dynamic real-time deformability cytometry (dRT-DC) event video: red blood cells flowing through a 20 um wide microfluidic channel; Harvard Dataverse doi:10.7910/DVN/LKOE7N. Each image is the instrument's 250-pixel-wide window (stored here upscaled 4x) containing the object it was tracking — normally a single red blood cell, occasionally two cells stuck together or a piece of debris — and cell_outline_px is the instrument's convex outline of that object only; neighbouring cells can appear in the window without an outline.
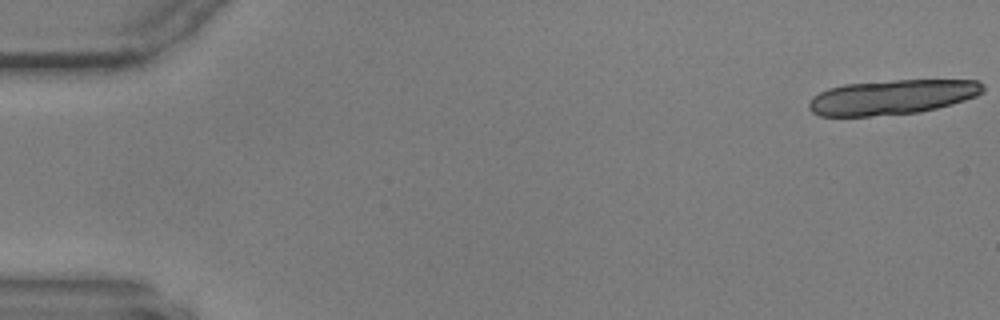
{"species": "common noctule bat (a hibernating species)", "species_latin": "Nyctalus noctula", "temperature_condition": "warm", "stored_images_in_passage": 20, "camera_frame_rate_fps": 3000, "um_per_image_px": 0.085, "animal": {"sex": "male", "body_mass_g": 17.9, "forearm_length_mm": 54.2}, "frame": {"image": 1, "passage_image": 1, "time_ms": 0.0, "image_size_px": [1000, 320], "cell_outline_px": [[984, 92], [976, 96], [952, 104], [920, 112], [868, 116], [820, 116], [812, 112], [808, 108], [808, 104], [812, 96], [828, 88], [844, 84], [896, 80], [980, 80], [984, 84]], "centroid_in_image_um": [75.83, 8.25], "position_along_channel_um": 9.2, "area_um2": 35.37}}